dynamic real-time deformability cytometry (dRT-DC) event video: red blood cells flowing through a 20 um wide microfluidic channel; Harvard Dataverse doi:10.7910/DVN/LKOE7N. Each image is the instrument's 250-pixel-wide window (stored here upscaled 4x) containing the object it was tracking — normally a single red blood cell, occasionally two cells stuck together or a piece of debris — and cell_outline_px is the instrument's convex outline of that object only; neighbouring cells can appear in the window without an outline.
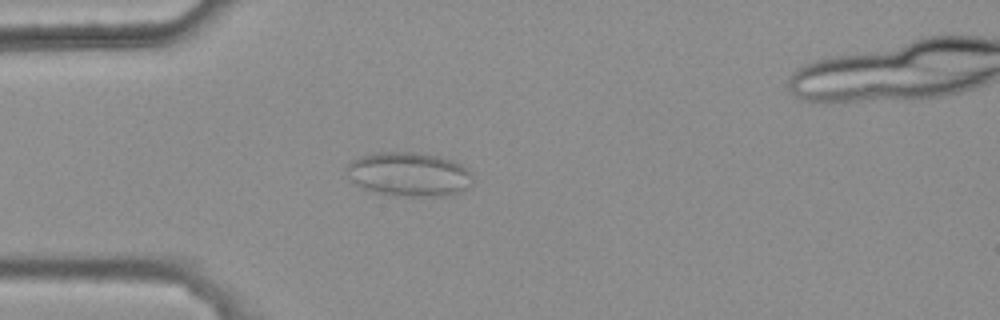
{"species": "common noctule bat (a hibernating species)", "species_latin": "Nyctalus noctula", "temperature_condition": "warm", "stored_images_in_passage": 41, "camera_frame_rate_fps": 3000, "um_per_image_px": 0.085, "animal": {"sex": "female", "body_mass_g": 25.1}, "frame": {"image": 1, "passage_image": 14, "time_ms": 4.333, "image_size_px": [1000, 320], "cell_outline_px": [[472, 184], [468, 188], [452, 196], [396, 196], [372, 192], [360, 188], [352, 184], [344, 168], [352, 160], [360, 156], [372, 152], [412, 152], [436, 156], [452, 160], [460, 164], [472, 176]], "centroid_in_image_um": [34.69, 14.83], "position_along_channel_um": 50.3, "area_um2": 32.95}}
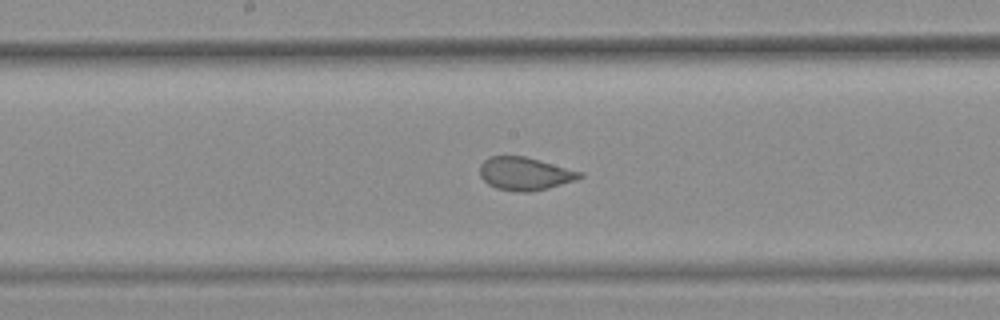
{"frame": {"image": 2, "passage_image": 27, "time_ms": 8.667, "image_size_px": [1000, 320], "cell_outline_px": [[584, 176], [576, 180], [548, 188], [528, 192], [516, 192], [496, 188], [488, 184], [480, 176], [480, 164], [488, 156], [524, 156], [584, 172]], "centroid_in_image_um": [44.61, 14.76], "position_along_channel_um": 203.6, "area_um2": 19.31}}
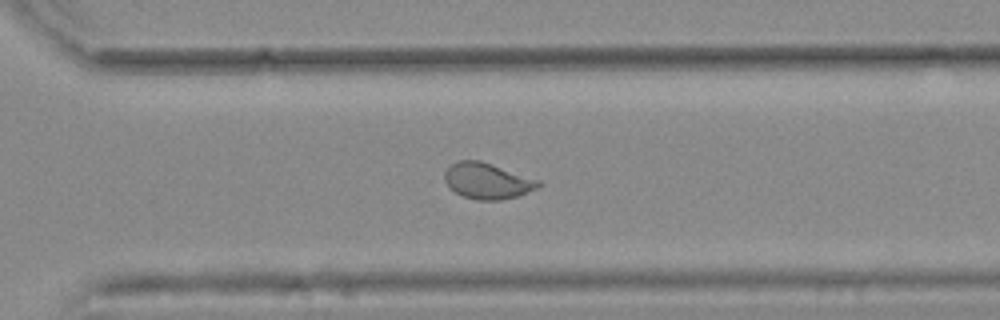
{"frame": {"image": 3, "passage_image": 37, "time_ms": 12.0, "image_size_px": [1000, 320], "cell_outline_px": [[544, 184], [540, 188], [520, 196], [500, 200], [476, 200], [464, 196], [448, 188], [444, 180], [444, 172], [452, 164], [460, 160], [480, 160], [540, 180]], "centroid_in_image_um": [41.47, 15.39], "position_along_channel_um": 329.1, "area_um2": 19.94}}